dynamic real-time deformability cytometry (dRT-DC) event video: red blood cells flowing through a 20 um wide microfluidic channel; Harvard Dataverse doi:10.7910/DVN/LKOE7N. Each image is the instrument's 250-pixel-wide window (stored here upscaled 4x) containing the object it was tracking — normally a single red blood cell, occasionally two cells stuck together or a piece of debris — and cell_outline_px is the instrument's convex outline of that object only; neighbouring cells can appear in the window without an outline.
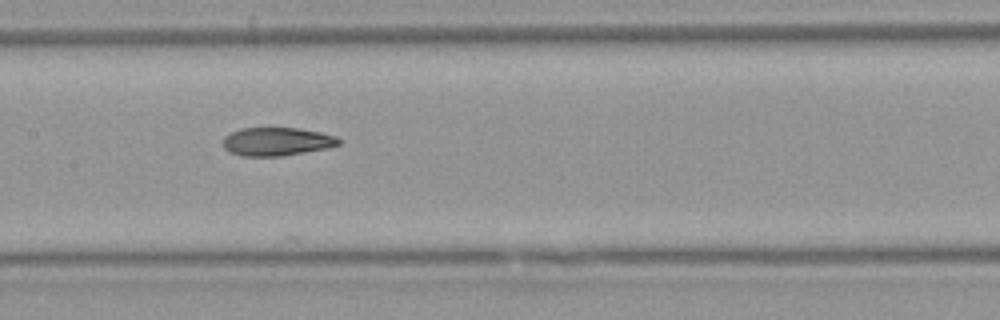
{"species": "Egyptian fruit bat (a non-hibernating species)", "species_latin": "Rousettus aegyptiacus", "temperature_condition": "warm", "stored_images_in_passage": 10, "camera_frame_rate_fps": 3000, "um_per_image_px": 0.085, "animal": {"sex": "female"}, "frame": {"image": 1, "passage_image": 7, "time_ms": 8.0, "image_size_px": [1000, 320], "cell_outline_px": [[340, 144], [328, 148], [280, 156], [240, 156], [228, 152], [224, 148], [224, 136], [240, 128], [296, 128], [320, 132], [336, 136], [340, 140]], "centroid_in_image_um": [23.51, 12.04], "position_along_channel_um": 183.9, "area_um2": 19.07}}
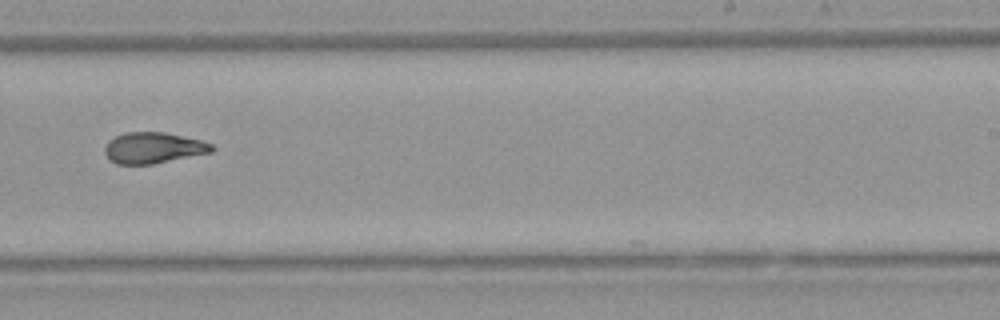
{"frame": {"image": 2, "passage_image": 9, "time_ms": 10.333, "image_size_px": [1000, 320], "cell_outline_px": [[216, 148], [212, 152], [152, 164], [116, 164], [108, 160], [104, 152], [104, 148], [108, 140], [124, 132], [164, 132], [200, 140], [212, 144]], "centroid_in_image_um": [13.0, 12.57], "position_along_channel_um": 276.0, "area_um2": 19.42}}
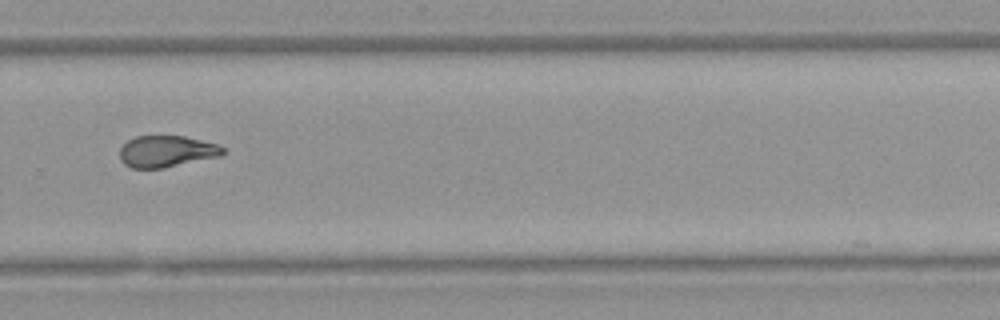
{"frame": {"image": 3, "passage_image": 10, "time_ms": 11.333, "image_size_px": [1000, 320], "cell_outline_px": [[224, 152], [220, 156], [164, 168], [132, 168], [124, 164], [120, 160], [120, 148], [128, 140], [136, 136], [184, 136], [216, 144], [224, 148]], "centroid_in_image_um": [14.13, 12.87], "position_along_channel_um": 315.7, "area_um2": 18.84}}